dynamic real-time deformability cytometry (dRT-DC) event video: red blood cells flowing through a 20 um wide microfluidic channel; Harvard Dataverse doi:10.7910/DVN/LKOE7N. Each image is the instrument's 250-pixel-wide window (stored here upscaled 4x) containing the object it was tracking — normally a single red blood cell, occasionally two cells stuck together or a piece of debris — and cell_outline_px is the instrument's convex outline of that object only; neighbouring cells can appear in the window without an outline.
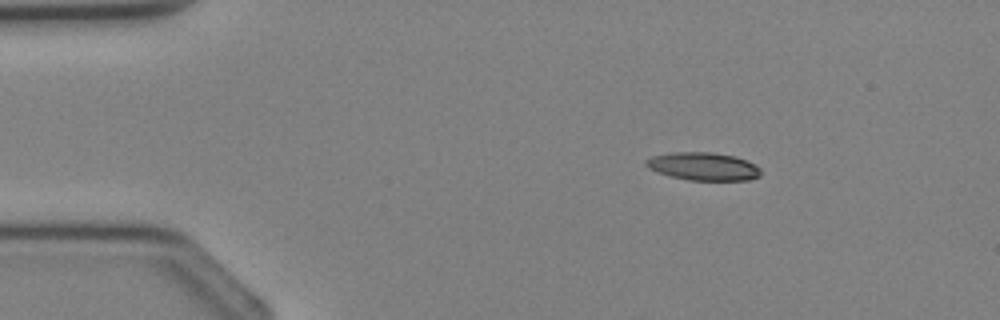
{"species": "Egyptian fruit bat (a non-hibernating species)", "species_latin": "Rousettus aegyptiacus", "temperature_condition": "cold", "stored_images_in_passage": 2, "camera_frame_rate_fps": 3000, "um_per_image_px": 0.085, "animal": {"sex": "female"}, "frame": {"image": 1, "passage_image": 1, "time_ms": 0.0, "image_size_px": [1000, 320], "cell_outline_px": [[760, 176], [748, 180], [688, 180], [656, 172], [648, 168], [644, 164], [644, 160], [652, 156], [672, 152], [712, 152], [736, 156], [756, 164], [760, 168]], "centroid_in_image_um": [59.77, 14.13], "position_along_channel_um": 25.2, "area_um2": 18.84}}